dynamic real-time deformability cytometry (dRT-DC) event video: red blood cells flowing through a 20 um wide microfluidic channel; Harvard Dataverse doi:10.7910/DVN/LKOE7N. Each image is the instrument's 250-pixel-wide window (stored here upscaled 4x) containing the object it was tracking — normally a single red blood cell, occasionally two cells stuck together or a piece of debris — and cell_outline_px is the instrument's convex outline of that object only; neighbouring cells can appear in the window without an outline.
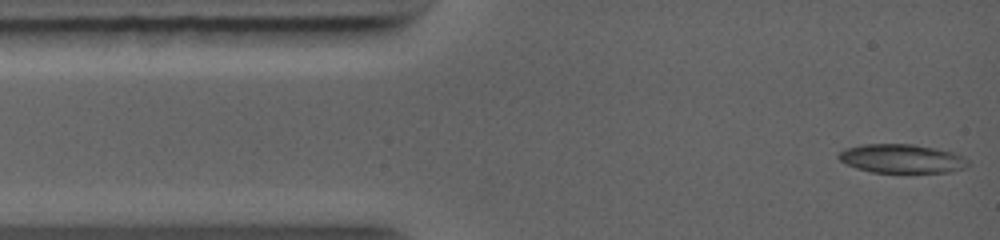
{"species": "common noctule bat (a hibernating species)", "species_latin": "Nyctalus noctula", "temperature_condition": "warm", "stored_images_in_passage": 36, "camera_frame_rate_fps": 5000, "um_per_image_px": 0.085, "animal": {"sex": "female", "body_mass_g": 19.0, "forearm_length_mm": 56.7}, "frame": {"image": 1, "passage_image": 1, "time_ms": 0.0, "image_size_px": [1000, 240], "cell_outline_px": [[968, 164], [964, 168], [952, 172], [872, 172], [856, 168], [840, 160], [836, 156], [844, 148], [864, 144], [916, 144], [936, 148], [952, 152], [964, 156], [968, 160]], "centroid_in_image_um": [76.66, 13.47], "position_along_channel_um": 8.3, "area_um2": 21.79}}
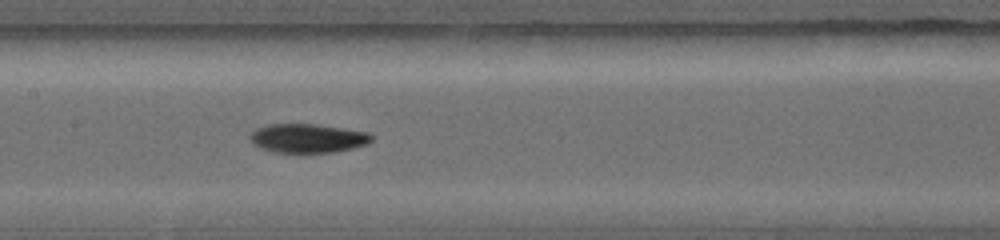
{"frame": {"image": 2, "passage_image": 16, "time_ms": 5.0, "image_size_px": [1000, 240], "cell_outline_px": [[372, 140], [368, 144], [352, 148], [332, 152], [272, 152], [260, 148], [252, 144], [248, 136], [256, 128], [268, 124], [316, 124], [344, 128], [368, 132], [372, 136]], "centroid_in_image_um": [26.12, 11.74], "position_along_channel_um": 181.3, "area_um2": 20.58}}
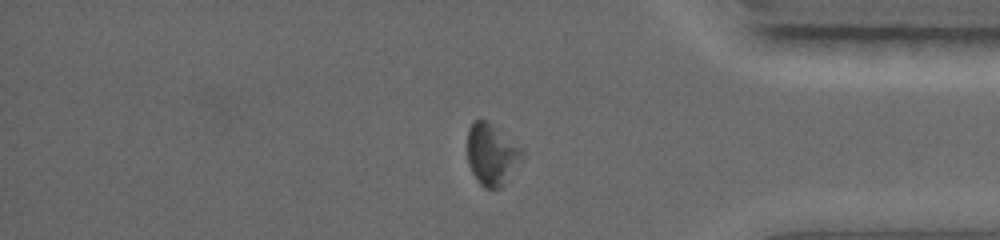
{"frame": {"image": 3, "passage_image": 31, "time_ms": 9.8, "image_size_px": [1000, 240], "cell_outline_px": [[524, 156], [500, 188], [484, 188], [476, 180], [468, 164], [468, 128], [472, 120], [488, 120], [524, 148]], "centroid_in_image_um": [41.8, 13.08], "position_along_channel_um": 393.4, "area_um2": 19.83}}